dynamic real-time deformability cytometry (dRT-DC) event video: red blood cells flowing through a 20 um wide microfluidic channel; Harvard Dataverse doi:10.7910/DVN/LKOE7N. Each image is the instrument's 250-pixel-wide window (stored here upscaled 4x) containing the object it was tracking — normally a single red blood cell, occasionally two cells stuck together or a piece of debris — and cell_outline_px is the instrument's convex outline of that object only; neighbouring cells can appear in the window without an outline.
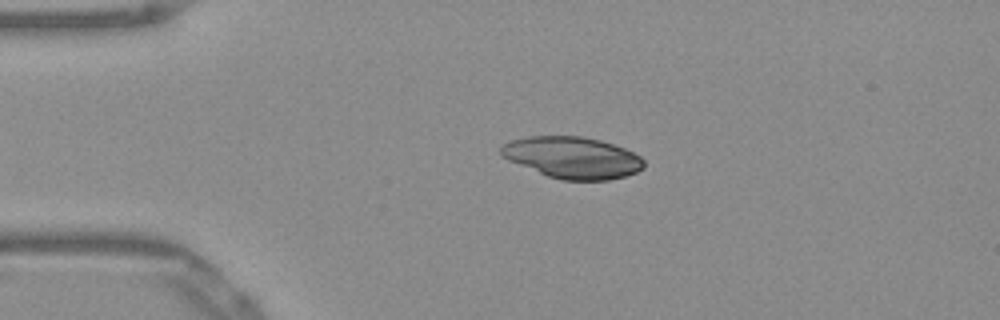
{"species": "Egyptian fruit bat (a non-hibernating species)", "species_latin": "Rousettus aegyptiacus", "temperature_condition": "warm", "stored_images_in_passage": 36, "camera_frame_rate_fps": 3000, "um_per_image_px": 0.085, "frame": {"image": 1, "passage_image": 3, "time_ms": 0.667, "image_size_px": [1000, 320], "cell_outline_px": [[644, 168], [636, 172], [624, 176], [608, 180], [564, 180], [548, 176], [508, 160], [500, 156], [500, 144], [512, 140], [528, 136], [580, 136], [600, 140], [624, 148], [640, 156], [644, 160]], "centroid_in_image_um": [48.63, 13.39], "position_along_channel_um": 36.4, "area_um2": 34.56}}
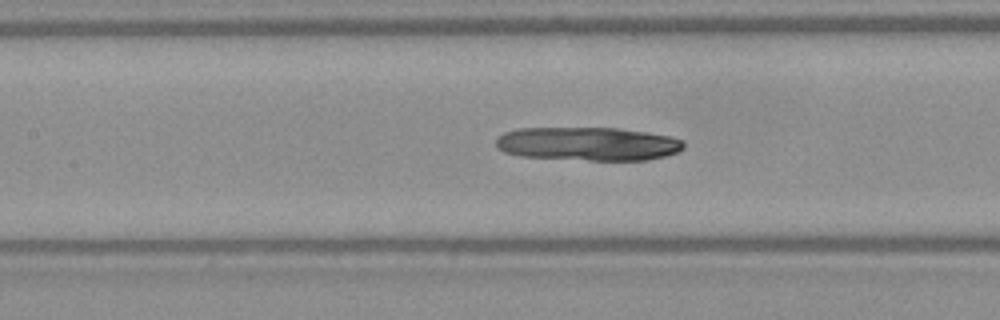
{"frame": {"image": 2, "passage_image": 15, "time_ms": 4.667, "image_size_px": [1000, 320], "cell_outline_px": [[684, 148], [680, 152], [668, 156], [648, 160], [588, 160], [520, 156], [504, 152], [496, 148], [496, 140], [504, 132], [516, 128], [620, 128], [648, 132], [672, 136], [684, 140]], "centroid_in_image_um": [50.03, 12.22], "position_along_channel_um": 157.4, "area_um2": 37.17}}